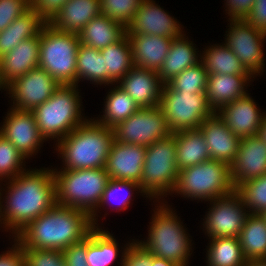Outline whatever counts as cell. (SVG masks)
Segmentation results:
<instances>
[{
	"label": "cell",
	"instance_id": "6da1fadb",
	"mask_svg": "<svg viewBox=\"0 0 266 266\" xmlns=\"http://www.w3.org/2000/svg\"><path fill=\"white\" fill-rule=\"evenodd\" d=\"M8 184V193L4 197L6 205H1L3 226L12 230L15 237L56 204V184L53 169L48 168L25 171Z\"/></svg>",
	"mask_w": 266,
	"mask_h": 266
},
{
	"label": "cell",
	"instance_id": "7a4b0ae2",
	"mask_svg": "<svg viewBox=\"0 0 266 266\" xmlns=\"http://www.w3.org/2000/svg\"><path fill=\"white\" fill-rule=\"evenodd\" d=\"M93 228L86 212L55 204L14 238L25 248L63 251L83 241Z\"/></svg>",
	"mask_w": 266,
	"mask_h": 266
},
{
	"label": "cell",
	"instance_id": "3957f363",
	"mask_svg": "<svg viewBox=\"0 0 266 266\" xmlns=\"http://www.w3.org/2000/svg\"><path fill=\"white\" fill-rule=\"evenodd\" d=\"M113 140L112 128L87 120L58 142L56 149L65 163L62 169L105 168Z\"/></svg>",
	"mask_w": 266,
	"mask_h": 266
},
{
	"label": "cell",
	"instance_id": "277c9868",
	"mask_svg": "<svg viewBox=\"0 0 266 266\" xmlns=\"http://www.w3.org/2000/svg\"><path fill=\"white\" fill-rule=\"evenodd\" d=\"M56 204L82 210L90 215L93 227L98 205L109 180L105 168L54 171Z\"/></svg>",
	"mask_w": 266,
	"mask_h": 266
},
{
	"label": "cell",
	"instance_id": "5b68a950",
	"mask_svg": "<svg viewBox=\"0 0 266 266\" xmlns=\"http://www.w3.org/2000/svg\"><path fill=\"white\" fill-rule=\"evenodd\" d=\"M76 86H60L47 101L32 110L40 134L45 140L57 137L59 142L88 120L81 116L82 102Z\"/></svg>",
	"mask_w": 266,
	"mask_h": 266
},
{
	"label": "cell",
	"instance_id": "8992f818",
	"mask_svg": "<svg viewBox=\"0 0 266 266\" xmlns=\"http://www.w3.org/2000/svg\"><path fill=\"white\" fill-rule=\"evenodd\" d=\"M150 222L148 239L139 242L154 256L169 260L178 266H186L191 255V241L182 223L171 208L157 206Z\"/></svg>",
	"mask_w": 266,
	"mask_h": 266
},
{
	"label": "cell",
	"instance_id": "52a82bcc",
	"mask_svg": "<svg viewBox=\"0 0 266 266\" xmlns=\"http://www.w3.org/2000/svg\"><path fill=\"white\" fill-rule=\"evenodd\" d=\"M78 34L62 32L46 23L40 31L39 67L61 85H76Z\"/></svg>",
	"mask_w": 266,
	"mask_h": 266
},
{
	"label": "cell",
	"instance_id": "ba28073f",
	"mask_svg": "<svg viewBox=\"0 0 266 266\" xmlns=\"http://www.w3.org/2000/svg\"><path fill=\"white\" fill-rule=\"evenodd\" d=\"M235 190L231 166L225 162L208 160L180 170L173 192L184 198L212 201Z\"/></svg>",
	"mask_w": 266,
	"mask_h": 266
},
{
	"label": "cell",
	"instance_id": "9c48e42d",
	"mask_svg": "<svg viewBox=\"0 0 266 266\" xmlns=\"http://www.w3.org/2000/svg\"><path fill=\"white\" fill-rule=\"evenodd\" d=\"M175 133L146 147L140 187L146 197L172 193L178 178ZM148 195V196H147Z\"/></svg>",
	"mask_w": 266,
	"mask_h": 266
},
{
	"label": "cell",
	"instance_id": "30bf717a",
	"mask_svg": "<svg viewBox=\"0 0 266 266\" xmlns=\"http://www.w3.org/2000/svg\"><path fill=\"white\" fill-rule=\"evenodd\" d=\"M159 106L172 133L198 129L215 113L205 93L178 92L167 83L163 85Z\"/></svg>",
	"mask_w": 266,
	"mask_h": 266
},
{
	"label": "cell",
	"instance_id": "8fae6325",
	"mask_svg": "<svg viewBox=\"0 0 266 266\" xmlns=\"http://www.w3.org/2000/svg\"><path fill=\"white\" fill-rule=\"evenodd\" d=\"M112 129L115 141L144 147L172 134L160 106L139 108L133 115Z\"/></svg>",
	"mask_w": 266,
	"mask_h": 266
},
{
	"label": "cell",
	"instance_id": "7c38bea8",
	"mask_svg": "<svg viewBox=\"0 0 266 266\" xmlns=\"http://www.w3.org/2000/svg\"><path fill=\"white\" fill-rule=\"evenodd\" d=\"M211 202L212 207L203 223L209 238L238 237L249 215L240 194L235 190Z\"/></svg>",
	"mask_w": 266,
	"mask_h": 266
},
{
	"label": "cell",
	"instance_id": "4fadbf2b",
	"mask_svg": "<svg viewBox=\"0 0 266 266\" xmlns=\"http://www.w3.org/2000/svg\"><path fill=\"white\" fill-rule=\"evenodd\" d=\"M230 22L224 44L231 49L252 75H258L261 71L263 72L265 65L262 47L266 33L241 19H231Z\"/></svg>",
	"mask_w": 266,
	"mask_h": 266
},
{
	"label": "cell",
	"instance_id": "5bb4252c",
	"mask_svg": "<svg viewBox=\"0 0 266 266\" xmlns=\"http://www.w3.org/2000/svg\"><path fill=\"white\" fill-rule=\"evenodd\" d=\"M60 86L44 69L37 67L13 80L5 88L11 94V99H14L12 108L32 111L47 101Z\"/></svg>",
	"mask_w": 266,
	"mask_h": 266
},
{
	"label": "cell",
	"instance_id": "9a60e30c",
	"mask_svg": "<svg viewBox=\"0 0 266 266\" xmlns=\"http://www.w3.org/2000/svg\"><path fill=\"white\" fill-rule=\"evenodd\" d=\"M0 134L10 141L18 151L28 158L38 152L45 140L39 131L32 111L11 108L6 115Z\"/></svg>",
	"mask_w": 266,
	"mask_h": 266
},
{
	"label": "cell",
	"instance_id": "2e32d148",
	"mask_svg": "<svg viewBox=\"0 0 266 266\" xmlns=\"http://www.w3.org/2000/svg\"><path fill=\"white\" fill-rule=\"evenodd\" d=\"M145 155L144 146L113 140L105 165L109 179L134 181L140 184Z\"/></svg>",
	"mask_w": 266,
	"mask_h": 266
},
{
	"label": "cell",
	"instance_id": "e0dca14e",
	"mask_svg": "<svg viewBox=\"0 0 266 266\" xmlns=\"http://www.w3.org/2000/svg\"><path fill=\"white\" fill-rule=\"evenodd\" d=\"M266 175V142L259 136L242 137L231 176L235 188L241 183Z\"/></svg>",
	"mask_w": 266,
	"mask_h": 266
},
{
	"label": "cell",
	"instance_id": "ac0fdd59",
	"mask_svg": "<svg viewBox=\"0 0 266 266\" xmlns=\"http://www.w3.org/2000/svg\"><path fill=\"white\" fill-rule=\"evenodd\" d=\"M127 34L157 35L178 38L182 35L179 23L153 0H143L131 23Z\"/></svg>",
	"mask_w": 266,
	"mask_h": 266
},
{
	"label": "cell",
	"instance_id": "d6986e66",
	"mask_svg": "<svg viewBox=\"0 0 266 266\" xmlns=\"http://www.w3.org/2000/svg\"><path fill=\"white\" fill-rule=\"evenodd\" d=\"M198 129L204 136L211 160L225 162L231 166L235 161L241 138L227 127L217 112L206 118Z\"/></svg>",
	"mask_w": 266,
	"mask_h": 266
},
{
	"label": "cell",
	"instance_id": "ffe728a7",
	"mask_svg": "<svg viewBox=\"0 0 266 266\" xmlns=\"http://www.w3.org/2000/svg\"><path fill=\"white\" fill-rule=\"evenodd\" d=\"M118 83L138 107L152 108L160 105L164 83L159 78L158 71L133 66Z\"/></svg>",
	"mask_w": 266,
	"mask_h": 266
},
{
	"label": "cell",
	"instance_id": "44dd1931",
	"mask_svg": "<svg viewBox=\"0 0 266 266\" xmlns=\"http://www.w3.org/2000/svg\"><path fill=\"white\" fill-rule=\"evenodd\" d=\"M227 127L240 138L259 135L266 113H261L249 94L223 106L218 112Z\"/></svg>",
	"mask_w": 266,
	"mask_h": 266
},
{
	"label": "cell",
	"instance_id": "7402d4cb",
	"mask_svg": "<svg viewBox=\"0 0 266 266\" xmlns=\"http://www.w3.org/2000/svg\"><path fill=\"white\" fill-rule=\"evenodd\" d=\"M40 33L21 41L12 51L0 57V88L39 67Z\"/></svg>",
	"mask_w": 266,
	"mask_h": 266
},
{
	"label": "cell",
	"instance_id": "603a6c76",
	"mask_svg": "<svg viewBox=\"0 0 266 266\" xmlns=\"http://www.w3.org/2000/svg\"><path fill=\"white\" fill-rule=\"evenodd\" d=\"M127 35L131 44L133 65L159 71L174 38L145 34Z\"/></svg>",
	"mask_w": 266,
	"mask_h": 266
},
{
	"label": "cell",
	"instance_id": "cb8c5ba5",
	"mask_svg": "<svg viewBox=\"0 0 266 266\" xmlns=\"http://www.w3.org/2000/svg\"><path fill=\"white\" fill-rule=\"evenodd\" d=\"M100 14V0H68L47 23L62 32L79 34Z\"/></svg>",
	"mask_w": 266,
	"mask_h": 266
},
{
	"label": "cell",
	"instance_id": "d4e9b609",
	"mask_svg": "<svg viewBox=\"0 0 266 266\" xmlns=\"http://www.w3.org/2000/svg\"><path fill=\"white\" fill-rule=\"evenodd\" d=\"M251 77L254 78L253 75L209 74L205 94L212 110L218 112L223 106L247 95L245 86Z\"/></svg>",
	"mask_w": 266,
	"mask_h": 266
},
{
	"label": "cell",
	"instance_id": "484cf974",
	"mask_svg": "<svg viewBox=\"0 0 266 266\" xmlns=\"http://www.w3.org/2000/svg\"><path fill=\"white\" fill-rule=\"evenodd\" d=\"M46 23L33 8L16 18L0 32V57L12 51L21 41L36 37Z\"/></svg>",
	"mask_w": 266,
	"mask_h": 266
},
{
	"label": "cell",
	"instance_id": "4316f807",
	"mask_svg": "<svg viewBox=\"0 0 266 266\" xmlns=\"http://www.w3.org/2000/svg\"><path fill=\"white\" fill-rule=\"evenodd\" d=\"M127 34L126 27L105 15L94 17L78 34L80 43L101 50Z\"/></svg>",
	"mask_w": 266,
	"mask_h": 266
},
{
	"label": "cell",
	"instance_id": "83f0119b",
	"mask_svg": "<svg viewBox=\"0 0 266 266\" xmlns=\"http://www.w3.org/2000/svg\"><path fill=\"white\" fill-rule=\"evenodd\" d=\"M176 165L178 170L211 160L209 148L199 129L175 133Z\"/></svg>",
	"mask_w": 266,
	"mask_h": 266
},
{
	"label": "cell",
	"instance_id": "f1b7e54d",
	"mask_svg": "<svg viewBox=\"0 0 266 266\" xmlns=\"http://www.w3.org/2000/svg\"><path fill=\"white\" fill-rule=\"evenodd\" d=\"M187 39L182 34L180 37L172 40L167 57L158 71L159 78L164 84L185 69L200 62V59L198 60L197 49Z\"/></svg>",
	"mask_w": 266,
	"mask_h": 266
},
{
	"label": "cell",
	"instance_id": "f546056e",
	"mask_svg": "<svg viewBox=\"0 0 266 266\" xmlns=\"http://www.w3.org/2000/svg\"><path fill=\"white\" fill-rule=\"evenodd\" d=\"M105 63V84L118 83L134 66L131 44L126 34L121 40L100 50Z\"/></svg>",
	"mask_w": 266,
	"mask_h": 266
},
{
	"label": "cell",
	"instance_id": "4dcf8cb0",
	"mask_svg": "<svg viewBox=\"0 0 266 266\" xmlns=\"http://www.w3.org/2000/svg\"><path fill=\"white\" fill-rule=\"evenodd\" d=\"M238 240L247 261L266 259V221L261 214L249 213Z\"/></svg>",
	"mask_w": 266,
	"mask_h": 266
},
{
	"label": "cell",
	"instance_id": "1f68e13d",
	"mask_svg": "<svg viewBox=\"0 0 266 266\" xmlns=\"http://www.w3.org/2000/svg\"><path fill=\"white\" fill-rule=\"evenodd\" d=\"M210 47V48H209ZM201 62L209 74L252 75L231 49L224 45L209 46Z\"/></svg>",
	"mask_w": 266,
	"mask_h": 266
},
{
	"label": "cell",
	"instance_id": "d6a6232c",
	"mask_svg": "<svg viewBox=\"0 0 266 266\" xmlns=\"http://www.w3.org/2000/svg\"><path fill=\"white\" fill-rule=\"evenodd\" d=\"M116 239L107 231L94 227L87 237L88 266H111L118 257Z\"/></svg>",
	"mask_w": 266,
	"mask_h": 266
},
{
	"label": "cell",
	"instance_id": "836d02e7",
	"mask_svg": "<svg viewBox=\"0 0 266 266\" xmlns=\"http://www.w3.org/2000/svg\"><path fill=\"white\" fill-rule=\"evenodd\" d=\"M110 90L106 97L105 110L102 118L95 120L97 123L108 128L115 127L133 115L140 107L135 101L119 86Z\"/></svg>",
	"mask_w": 266,
	"mask_h": 266
},
{
	"label": "cell",
	"instance_id": "e575fe53",
	"mask_svg": "<svg viewBox=\"0 0 266 266\" xmlns=\"http://www.w3.org/2000/svg\"><path fill=\"white\" fill-rule=\"evenodd\" d=\"M207 250V266H245L238 237H218L211 239Z\"/></svg>",
	"mask_w": 266,
	"mask_h": 266
},
{
	"label": "cell",
	"instance_id": "d590c367",
	"mask_svg": "<svg viewBox=\"0 0 266 266\" xmlns=\"http://www.w3.org/2000/svg\"><path fill=\"white\" fill-rule=\"evenodd\" d=\"M80 79L105 84V63L100 50L80 44L77 52L76 85Z\"/></svg>",
	"mask_w": 266,
	"mask_h": 266
},
{
	"label": "cell",
	"instance_id": "8d00e7d4",
	"mask_svg": "<svg viewBox=\"0 0 266 266\" xmlns=\"http://www.w3.org/2000/svg\"><path fill=\"white\" fill-rule=\"evenodd\" d=\"M208 73L200 61L174 76L167 84L178 92L205 93Z\"/></svg>",
	"mask_w": 266,
	"mask_h": 266
},
{
	"label": "cell",
	"instance_id": "74e56055",
	"mask_svg": "<svg viewBox=\"0 0 266 266\" xmlns=\"http://www.w3.org/2000/svg\"><path fill=\"white\" fill-rule=\"evenodd\" d=\"M236 191L249 208V213L261 214L266 210V175L241 183Z\"/></svg>",
	"mask_w": 266,
	"mask_h": 266
},
{
	"label": "cell",
	"instance_id": "f35d334b",
	"mask_svg": "<svg viewBox=\"0 0 266 266\" xmlns=\"http://www.w3.org/2000/svg\"><path fill=\"white\" fill-rule=\"evenodd\" d=\"M26 160L18 149L0 134V179L12 180L20 173L27 171L23 169V161ZM8 177V178H7Z\"/></svg>",
	"mask_w": 266,
	"mask_h": 266
},
{
	"label": "cell",
	"instance_id": "ab89813d",
	"mask_svg": "<svg viewBox=\"0 0 266 266\" xmlns=\"http://www.w3.org/2000/svg\"><path fill=\"white\" fill-rule=\"evenodd\" d=\"M143 0H100L101 14L127 27Z\"/></svg>",
	"mask_w": 266,
	"mask_h": 266
},
{
	"label": "cell",
	"instance_id": "60d3db41",
	"mask_svg": "<svg viewBox=\"0 0 266 266\" xmlns=\"http://www.w3.org/2000/svg\"><path fill=\"white\" fill-rule=\"evenodd\" d=\"M132 189L133 191L139 189L141 191L140 193H143L140 184L137 182L109 179L98 207L101 208V206L107 204L109 201L111 202V200H118V203H120V209L117 210L120 211L127 209V207H129L128 205L130 204Z\"/></svg>",
	"mask_w": 266,
	"mask_h": 266
},
{
	"label": "cell",
	"instance_id": "b9f144b4",
	"mask_svg": "<svg viewBox=\"0 0 266 266\" xmlns=\"http://www.w3.org/2000/svg\"><path fill=\"white\" fill-rule=\"evenodd\" d=\"M25 266H66L60 250L33 249L23 247Z\"/></svg>",
	"mask_w": 266,
	"mask_h": 266
},
{
	"label": "cell",
	"instance_id": "7bdbcfd3",
	"mask_svg": "<svg viewBox=\"0 0 266 266\" xmlns=\"http://www.w3.org/2000/svg\"><path fill=\"white\" fill-rule=\"evenodd\" d=\"M30 8V0H0V32Z\"/></svg>",
	"mask_w": 266,
	"mask_h": 266
},
{
	"label": "cell",
	"instance_id": "ee69618b",
	"mask_svg": "<svg viewBox=\"0 0 266 266\" xmlns=\"http://www.w3.org/2000/svg\"><path fill=\"white\" fill-rule=\"evenodd\" d=\"M122 266H151L153 254L139 242L129 243L122 253Z\"/></svg>",
	"mask_w": 266,
	"mask_h": 266
},
{
	"label": "cell",
	"instance_id": "f6af8a7d",
	"mask_svg": "<svg viewBox=\"0 0 266 266\" xmlns=\"http://www.w3.org/2000/svg\"><path fill=\"white\" fill-rule=\"evenodd\" d=\"M66 266H88L86 262L87 255V237L67 247L62 251Z\"/></svg>",
	"mask_w": 266,
	"mask_h": 266
},
{
	"label": "cell",
	"instance_id": "bcb514c9",
	"mask_svg": "<svg viewBox=\"0 0 266 266\" xmlns=\"http://www.w3.org/2000/svg\"><path fill=\"white\" fill-rule=\"evenodd\" d=\"M248 25L266 33V0H255L243 19Z\"/></svg>",
	"mask_w": 266,
	"mask_h": 266
},
{
	"label": "cell",
	"instance_id": "7dc6e473",
	"mask_svg": "<svg viewBox=\"0 0 266 266\" xmlns=\"http://www.w3.org/2000/svg\"><path fill=\"white\" fill-rule=\"evenodd\" d=\"M68 0H31V8L48 22Z\"/></svg>",
	"mask_w": 266,
	"mask_h": 266
},
{
	"label": "cell",
	"instance_id": "c3c4849f",
	"mask_svg": "<svg viewBox=\"0 0 266 266\" xmlns=\"http://www.w3.org/2000/svg\"><path fill=\"white\" fill-rule=\"evenodd\" d=\"M10 251L0 255V266H25L23 246L16 240Z\"/></svg>",
	"mask_w": 266,
	"mask_h": 266
},
{
	"label": "cell",
	"instance_id": "681fc988",
	"mask_svg": "<svg viewBox=\"0 0 266 266\" xmlns=\"http://www.w3.org/2000/svg\"><path fill=\"white\" fill-rule=\"evenodd\" d=\"M226 11L231 19L243 20L245 16L250 12L251 7L255 0H226Z\"/></svg>",
	"mask_w": 266,
	"mask_h": 266
},
{
	"label": "cell",
	"instance_id": "f907efd6",
	"mask_svg": "<svg viewBox=\"0 0 266 266\" xmlns=\"http://www.w3.org/2000/svg\"><path fill=\"white\" fill-rule=\"evenodd\" d=\"M151 266H178V265L169 261V260H166L164 258H160V257L153 255Z\"/></svg>",
	"mask_w": 266,
	"mask_h": 266
},
{
	"label": "cell",
	"instance_id": "816d5d0a",
	"mask_svg": "<svg viewBox=\"0 0 266 266\" xmlns=\"http://www.w3.org/2000/svg\"><path fill=\"white\" fill-rule=\"evenodd\" d=\"M245 266H266V259L248 260Z\"/></svg>",
	"mask_w": 266,
	"mask_h": 266
},
{
	"label": "cell",
	"instance_id": "f5cc1de1",
	"mask_svg": "<svg viewBox=\"0 0 266 266\" xmlns=\"http://www.w3.org/2000/svg\"><path fill=\"white\" fill-rule=\"evenodd\" d=\"M259 136L266 142V115L259 129Z\"/></svg>",
	"mask_w": 266,
	"mask_h": 266
},
{
	"label": "cell",
	"instance_id": "db71d44e",
	"mask_svg": "<svg viewBox=\"0 0 266 266\" xmlns=\"http://www.w3.org/2000/svg\"><path fill=\"white\" fill-rule=\"evenodd\" d=\"M0 190H1V189H0ZM1 195H2V194H1V192H0V222H1L0 224H2V222H3V224H4V221H2L3 218H1V217H2V208H1V207H2V206H1V205H2V201H1V198H2V197H1Z\"/></svg>",
	"mask_w": 266,
	"mask_h": 266
},
{
	"label": "cell",
	"instance_id": "11a10c76",
	"mask_svg": "<svg viewBox=\"0 0 266 266\" xmlns=\"http://www.w3.org/2000/svg\"><path fill=\"white\" fill-rule=\"evenodd\" d=\"M261 215H262V217L265 219V221H266V210L265 211H263L262 213H261Z\"/></svg>",
	"mask_w": 266,
	"mask_h": 266
}]
</instances>
